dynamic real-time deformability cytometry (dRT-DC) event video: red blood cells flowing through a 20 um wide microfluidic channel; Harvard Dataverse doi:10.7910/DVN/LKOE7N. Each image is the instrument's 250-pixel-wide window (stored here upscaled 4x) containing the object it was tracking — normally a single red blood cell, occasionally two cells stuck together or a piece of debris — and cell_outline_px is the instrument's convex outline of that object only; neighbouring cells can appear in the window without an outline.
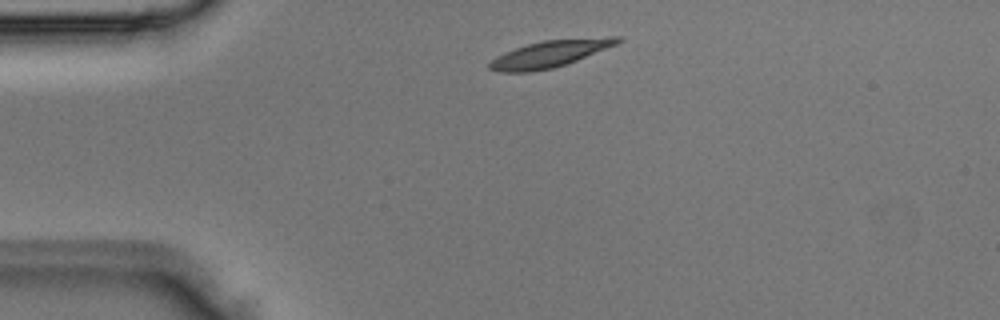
{"species": "Egyptian fruit bat (a non-hibernating species)", "species_latin": "Rousettus aegyptiacus", "temperature_condition": "room temperature", "stored_images_in_passage": 1, "camera_frame_rate_fps": 3000, "um_per_image_px": 0.085, "animal": {"sex": "male"}, "frame": {"image": 1, "passage_image": 1, "time_ms": 0.0, "image_size_px": [1000, 320], "cell_outline_px": [[624, 40], [616, 44], [576, 60], [552, 68], [532, 72], [496, 72], [488, 68], [488, 64], [496, 56], [504, 52], [528, 44], [544, 40], [608, 36], [620, 36]], "centroid_in_image_um": [46.72, 4.57], "position_along_channel_um": 38.3, "area_um2": 19.88}}